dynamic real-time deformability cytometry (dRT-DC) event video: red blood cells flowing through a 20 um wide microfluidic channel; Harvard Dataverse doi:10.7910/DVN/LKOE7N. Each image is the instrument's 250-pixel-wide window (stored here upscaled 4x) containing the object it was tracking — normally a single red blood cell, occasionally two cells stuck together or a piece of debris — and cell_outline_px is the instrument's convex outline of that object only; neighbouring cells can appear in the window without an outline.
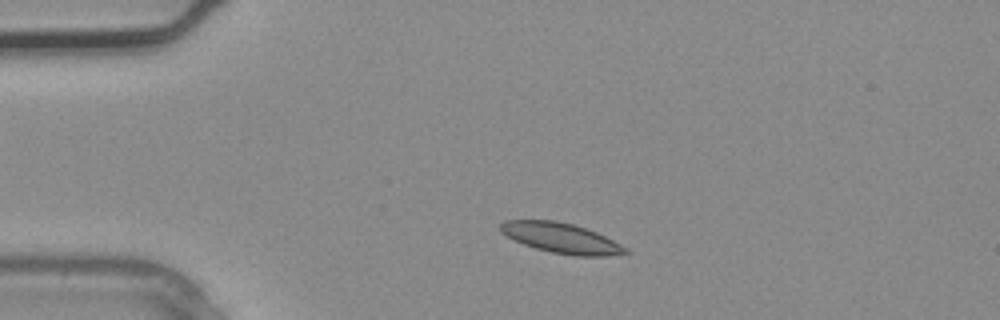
{"species": "common noctule bat (a hibernating species)", "species_latin": "Nyctalus noctula", "temperature_condition": "warm", "stored_images_in_passage": 1, "camera_frame_rate_fps": 3000, "um_per_image_px": 0.085, "animal": {"sex": "male", "body_mass_g": 20.4}, "frame": {"image": 1, "passage_image": 1, "time_ms": 0.0, "image_size_px": [1000, 320], "cell_outline_px": [[632, 252], [608, 256], [576, 256], [552, 252], [536, 248], [524, 244], [500, 232], [500, 224], [504, 220], [556, 220], [572, 224], [596, 232], [628, 248]], "centroid_in_image_um": [47.72, 20.23], "position_along_channel_um": 37.3, "area_um2": 21.79}}